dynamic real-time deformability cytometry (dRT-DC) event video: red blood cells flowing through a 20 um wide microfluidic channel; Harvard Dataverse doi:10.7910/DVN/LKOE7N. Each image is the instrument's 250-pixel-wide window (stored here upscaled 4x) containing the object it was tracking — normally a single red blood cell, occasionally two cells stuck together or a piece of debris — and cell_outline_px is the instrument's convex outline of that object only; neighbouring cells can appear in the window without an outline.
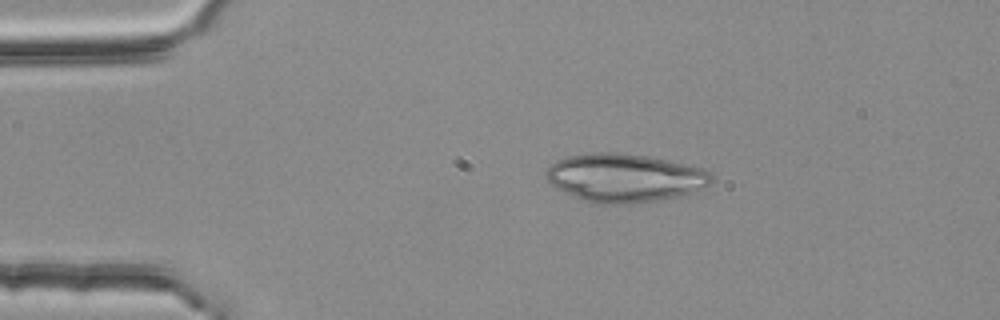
{"species": "common noctule bat (a hibernating species)", "species_latin": "Nyctalus noctula", "temperature_condition": "room temperature", "stored_images_in_passage": 2, "camera_frame_rate_fps": 3000, "um_per_image_px": 0.085, "animal": {"sex": "female", "body_mass_g": 25.1}, "frame": {"image": 1, "passage_image": 1, "time_ms": 0.0, "image_size_px": [1000, 320], "cell_outline_px": [[712, 180], [704, 188], [688, 196], [632, 204], [596, 204], [584, 200], [556, 188], [544, 176], [548, 168], [556, 160], [568, 156], [592, 152], [616, 152], [648, 156], [692, 164], [704, 168], [712, 176]], "centroid_in_image_um": [53.16, 15.12], "position_along_channel_um": 31.8, "area_um2": 47.34}}